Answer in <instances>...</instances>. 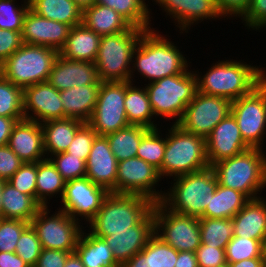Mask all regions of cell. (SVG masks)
I'll return each mask as SVG.
<instances>
[{
  "instance_id": "6da1fadb",
  "label": "cell",
  "mask_w": 266,
  "mask_h": 267,
  "mask_svg": "<svg viewBox=\"0 0 266 267\" xmlns=\"http://www.w3.org/2000/svg\"><path fill=\"white\" fill-rule=\"evenodd\" d=\"M156 28L142 33L133 52L130 82L136 83L135 75L147 83L155 82L164 77L184 73L190 66V60L180 51L177 43L161 34ZM186 56V57H185ZM189 60V61H188ZM136 72V73H135ZM135 73V74H134Z\"/></svg>"
},
{
  "instance_id": "7a4b0ae2",
  "label": "cell",
  "mask_w": 266,
  "mask_h": 267,
  "mask_svg": "<svg viewBox=\"0 0 266 267\" xmlns=\"http://www.w3.org/2000/svg\"><path fill=\"white\" fill-rule=\"evenodd\" d=\"M225 60L212 63L206 74L193 69L198 92L234 101L249 94L266 78L265 67L248 64L242 59L234 60L233 57Z\"/></svg>"
},
{
  "instance_id": "3957f363",
  "label": "cell",
  "mask_w": 266,
  "mask_h": 267,
  "mask_svg": "<svg viewBox=\"0 0 266 267\" xmlns=\"http://www.w3.org/2000/svg\"><path fill=\"white\" fill-rule=\"evenodd\" d=\"M154 202L139 194L109 192L101 208L87 224L89 232L97 237H106L111 232L130 231L153 209Z\"/></svg>"
},
{
  "instance_id": "277c9868",
  "label": "cell",
  "mask_w": 266,
  "mask_h": 267,
  "mask_svg": "<svg viewBox=\"0 0 266 267\" xmlns=\"http://www.w3.org/2000/svg\"><path fill=\"white\" fill-rule=\"evenodd\" d=\"M211 167L219 185L238 190L249 199L262 197L260 194L266 188V152L263 149L249 148Z\"/></svg>"
},
{
  "instance_id": "5b68a950",
  "label": "cell",
  "mask_w": 266,
  "mask_h": 267,
  "mask_svg": "<svg viewBox=\"0 0 266 267\" xmlns=\"http://www.w3.org/2000/svg\"><path fill=\"white\" fill-rule=\"evenodd\" d=\"M170 184L160 203L178 214L203 218L210 193L215 192L218 179L214 169L209 166L198 172L175 177Z\"/></svg>"
},
{
  "instance_id": "8992f818",
  "label": "cell",
  "mask_w": 266,
  "mask_h": 267,
  "mask_svg": "<svg viewBox=\"0 0 266 267\" xmlns=\"http://www.w3.org/2000/svg\"><path fill=\"white\" fill-rule=\"evenodd\" d=\"M169 126L162 162V179H172L208 168L206 138L187 132L177 124L171 123Z\"/></svg>"
},
{
  "instance_id": "52a82bcc",
  "label": "cell",
  "mask_w": 266,
  "mask_h": 267,
  "mask_svg": "<svg viewBox=\"0 0 266 267\" xmlns=\"http://www.w3.org/2000/svg\"><path fill=\"white\" fill-rule=\"evenodd\" d=\"M153 114L159 119L177 124L197 92V78L193 69L144 84ZM168 119V120H167ZM170 119V120H169Z\"/></svg>"
},
{
  "instance_id": "ba28073f",
  "label": "cell",
  "mask_w": 266,
  "mask_h": 267,
  "mask_svg": "<svg viewBox=\"0 0 266 267\" xmlns=\"http://www.w3.org/2000/svg\"><path fill=\"white\" fill-rule=\"evenodd\" d=\"M144 31L131 26L127 31L101 37L94 62L101 82L130 81L133 52Z\"/></svg>"
},
{
  "instance_id": "9c48e42d",
  "label": "cell",
  "mask_w": 266,
  "mask_h": 267,
  "mask_svg": "<svg viewBox=\"0 0 266 267\" xmlns=\"http://www.w3.org/2000/svg\"><path fill=\"white\" fill-rule=\"evenodd\" d=\"M58 55L57 50L44 45L24 43L0 65V74L24 89L47 81Z\"/></svg>"
},
{
  "instance_id": "30bf717a",
  "label": "cell",
  "mask_w": 266,
  "mask_h": 267,
  "mask_svg": "<svg viewBox=\"0 0 266 267\" xmlns=\"http://www.w3.org/2000/svg\"><path fill=\"white\" fill-rule=\"evenodd\" d=\"M49 210V207H42L30 222L42 249L75 252L79 238L86 228L82 226L84 223L77 222L58 208L53 214Z\"/></svg>"
},
{
  "instance_id": "8fae6325",
  "label": "cell",
  "mask_w": 266,
  "mask_h": 267,
  "mask_svg": "<svg viewBox=\"0 0 266 267\" xmlns=\"http://www.w3.org/2000/svg\"><path fill=\"white\" fill-rule=\"evenodd\" d=\"M231 114L251 148L264 147L266 135V78L249 94L232 101Z\"/></svg>"
},
{
  "instance_id": "7c38bea8",
  "label": "cell",
  "mask_w": 266,
  "mask_h": 267,
  "mask_svg": "<svg viewBox=\"0 0 266 267\" xmlns=\"http://www.w3.org/2000/svg\"><path fill=\"white\" fill-rule=\"evenodd\" d=\"M155 234L178 252H196L201 245L199 218L178 214L154 203Z\"/></svg>"
},
{
  "instance_id": "4fadbf2b",
  "label": "cell",
  "mask_w": 266,
  "mask_h": 267,
  "mask_svg": "<svg viewBox=\"0 0 266 267\" xmlns=\"http://www.w3.org/2000/svg\"><path fill=\"white\" fill-rule=\"evenodd\" d=\"M125 96L126 82H101L93 114L87 122L98 136L130 125L125 112Z\"/></svg>"
},
{
  "instance_id": "5bb4252c",
  "label": "cell",
  "mask_w": 266,
  "mask_h": 267,
  "mask_svg": "<svg viewBox=\"0 0 266 267\" xmlns=\"http://www.w3.org/2000/svg\"><path fill=\"white\" fill-rule=\"evenodd\" d=\"M232 101L196 92L177 123L183 130L206 138L231 113Z\"/></svg>"
},
{
  "instance_id": "9a60e30c",
  "label": "cell",
  "mask_w": 266,
  "mask_h": 267,
  "mask_svg": "<svg viewBox=\"0 0 266 267\" xmlns=\"http://www.w3.org/2000/svg\"><path fill=\"white\" fill-rule=\"evenodd\" d=\"M160 181L162 178L158 169L140 158L132 157L118 162L116 193L139 194L154 203L160 202L165 192L162 188L160 191L156 189L161 186Z\"/></svg>"
},
{
  "instance_id": "2e32d148",
  "label": "cell",
  "mask_w": 266,
  "mask_h": 267,
  "mask_svg": "<svg viewBox=\"0 0 266 267\" xmlns=\"http://www.w3.org/2000/svg\"><path fill=\"white\" fill-rule=\"evenodd\" d=\"M108 193L86 176L69 180L65 182L63 196L59 199L62 204L59 209L77 222L84 220L88 224L100 210Z\"/></svg>"
},
{
  "instance_id": "e0dca14e",
  "label": "cell",
  "mask_w": 266,
  "mask_h": 267,
  "mask_svg": "<svg viewBox=\"0 0 266 267\" xmlns=\"http://www.w3.org/2000/svg\"><path fill=\"white\" fill-rule=\"evenodd\" d=\"M165 12L182 33H189L191 26L208 20H220L221 15L216 0H152ZM195 23V24H194Z\"/></svg>"
},
{
  "instance_id": "ac0fdd59",
  "label": "cell",
  "mask_w": 266,
  "mask_h": 267,
  "mask_svg": "<svg viewBox=\"0 0 266 267\" xmlns=\"http://www.w3.org/2000/svg\"><path fill=\"white\" fill-rule=\"evenodd\" d=\"M24 118L38 123L64 119L60 91L47 81L23 89Z\"/></svg>"
},
{
  "instance_id": "d6986e66",
  "label": "cell",
  "mask_w": 266,
  "mask_h": 267,
  "mask_svg": "<svg viewBox=\"0 0 266 267\" xmlns=\"http://www.w3.org/2000/svg\"><path fill=\"white\" fill-rule=\"evenodd\" d=\"M251 148L242 138L238 124L230 113L206 137L209 166Z\"/></svg>"
},
{
  "instance_id": "ffe728a7",
  "label": "cell",
  "mask_w": 266,
  "mask_h": 267,
  "mask_svg": "<svg viewBox=\"0 0 266 267\" xmlns=\"http://www.w3.org/2000/svg\"><path fill=\"white\" fill-rule=\"evenodd\" d=\"M155 234V220L153 210L130 231L111 232L103 238L112 250L113 257L121 266L135 254L140 253L149 239Z\"/></svg>"
},
{
  "instance_id": "44dd1931",
  "label": "cell",
  "mask_w": 266,
  "mask_h": 267,
  "mask_svg": "<svg viewBox=\"0 0 266 267\" xmlns=\"http://www.w3.org/2000/svg\"><path fill=\"white\" fill-rule=\"evenodd\" d=\"M70 28L65 23L41 17L29 8L21 34L26 44L44 45L59 52L65 45Z\"/></svg>"
},
{
  "instance_id": "7402d4cb",
  "label": "cell",
  "mask_w": 266,
  "mask_h": 267,
  "mask_svg": "<svg viewBox=\"0 0 266 267\" xmlns=\"http://www.w3.org/2000/svg\"><path fill=\"white\" fill-rule=\"evenodd\" d=\"M118 161L105 136H97L86 160V177L93 183L116 193Z\"/></svg>"
},
{
  "instance_id": "603a6c76",
  "label": "cell",
  "mask_w": 266,
  "mask_h": 267,
  "mask_svg": "<svg viewBox=\"0 0 266 267\" xmlns=\"http://www.w3.org/2000/svg\"><path fill=\"white\" fill-rule=\"evenodd\" d=\"M47 82L62 91L71 87L101 84L95 63L68 60L58 55Z\"/></svg>"
},
{
  "instance_id": "cb8c5ba5",
  "label": "cell",
  "mask_w": 266,
  "mask_h": 267,
  "mask_svg": "<svg viewBox=\"0 0 266 267\" xmlns=\"http://www.w3.org/2000/svg\"><path fill=\"white\" fill-rule=\"evenodd\" d=\"M7 145L24 163L39 162L47 158L42 126L36 121H18L12 128Z\"/></svg>"
},
{
  "instance_id": "d4e9b609",
  "label": "cell",
  "mask_w": 266,
  "mask_h": 267,
  "mask_svg": "<svg viewBox=\"0 0 266 267\" xmlns=\"http://www.w3.org/2000/svg\"><path fill=\"white\" fill-rule=\"evenodd\" d=\"M234 236L255 239L263 244L266 240V199H250L231 219Z\"/></svg>"
},
{
  "instance_id": "484cf974",
  "label": "cell",
  "mask_w": 266,
  "mask_h": 267,
  "mask_svg": "<svg viewBox=\"0 0 266 267\" xmlns=\"http://www.w3.org/2000/svg\"><path fill=\"white\" fill-rule=\"evenodd\" d=\"M100 85L90 84L60 91L64 119L74 118L87 123L93 114Z\"/></svg>"
},
{
  "instance_id": "4316f807",
  "label": "cell",
  "mask_w": 266,
  "mask_h": 267,
  "mask_svg": "<svg viewBox=\"0 0 266 267\" xmlns=\"http://www.w3.org/2000/svg\"><path fill=\"white\" fill-rule=\"evenodd\" d=\"M101 36L86 28L83 24L70 28L65 45L59 55L68 60L94 63L100 45Z\"/></svg>"
},
{
  "instance_id": "83f0119b",
  "label": "cell",
  "mask_w": 266,
  "mask_h": 267,
  "mask_svg": "<svg viewBox=\"0 0 266 267\" xmlns=\"http://www.w3.org/2000/svg\"><path fill=\"white\" fill-rule=\"evenodd\" d=\"M84 124L85 122L74 118L49 120L41 123L46 157L65 152L76 132Z\"/></svg>"
},
{
  "instance_id": "f1b7e54d",
  "label": "cell",
  "mask_w": 266,
  "mask_h": 267,
  "mask_svg": "<svg viewBox=\"0 0 266 267\" xmlns=\"http://www.w3.org/2000/svg\"><path fill=\"white\" fill-rule=\"evenodd\" d=\"M82 24L101 37L127 31L132 26L112 8L96 3L83 9Z\"/></svg>"
},
{
  "instance_id": "f546056e",
  "label": "cell",
  "mask_w": 266,
  "mask_h": 267,
  "mask_svg": "<svg viewBox=\"0 0 266 267\" xmlns=\"http://www.w3.org/2000/svg\"><path fill=\"white\" fill-rule=\"evenodd\" d=\"M141 86H135V84L130 81L126 82L124 106L127 120L130 125L143 126L147 129L158 128L146 87L142 85V83Z\"/></svg>"
},
{
  "instance_id": "4dcf8cb0",
  "label": "cell",
  "mask_w": 266,
  "mask_h": 267,
  "mask_svg": "<svg viewBox=\"0 0 266 267\" xmlns=\"http://www.w3.org/2000/svg\"><path fill=\"white\" fill-rule=\"evenodd\" d=\"M2 218L31 222L43 207L34 197L17 190L5 181L2 190Z\"/></svg>"
},
{
  "instance_id": "1f68e13d",
  "label": "cell",
  "mask_w": 266,
  "mask_h": 267,
  "mask_svg": "<svg viewBox=\"0 0 266 267\" xmlns=\"http://www.w3.org/2000/svg\"><path fill=\"white\" fill-rule=\"evenodd\" d=\"M85 231L86 229L83 230L75 249L82 264L85 267H120L104 239Z\"/></svg>"
},
{
  "instance_id": "d6a6232c",
  "label": "cell",
  "mask_w": 266,
  "mask_h": 267,
  "mask_svg": "<svg viewBox=\"0 0 266 267\" xmlns=\"http://www.w3.org/2000/svg\"><path fill=\"white\" fill-rule=\"evenodd\" d=\"M249 200L242 192L218 184L215 192L210 193L203 217L232 219Z\"/></svg>"
},
{
  "instance_id": "836d02e7",
  "label": "cell",
  "mask_w": 266,
  "mask_h": 267,
  "mask_svg": "<svg viewBox=\"0 0 266 267\" xmlns=\"http://www.w3.org/2000/svg\"><path fill=\"white\" fill-rule=\"evenodd\" d=\"M30 9L49 20L62 22L71 28L82 24L83 10L73 0H29Z\"/></svg>"
},
{
  "instance_id": "e575fe53",
  "label": "cell",
  "mask_w": 266,
  "mask_h": 267,
  "mask_svg": "<svg viewBox=\"0 0 266 267\" xmlns=\"http://www.w3.org/2000/svg\"><path fill=\"white\" fill-rule=\"evenodd\" d=\"M65 182L49 158L37 162L36 200L43 207H51L53 197L62 198Z\"/></svg>"
},
{
  "instance_id": "d590c367",
  "label": "cell",
  "mask_w": 266,
  "mask_h": 267,
  "mask_svg": "<svg viewBox=\"0 0 266 267\" xmlns=\"http://www.w3.org/2000/svg\"><path fill=\"white\" fill-rule=\"evenodd\" d=\"M149 130L143 126L129 125L105 135L116 160L119 162L136 157L141 139Z\"/></svg>"
},
{
  "instance_id": "8d00e7d4",
  "label": "cell",
  "mask_w": 266,
  "mask_h": 267,
  "mask_svg": "<svg viewBox=\"0 0 266 267\" xmlns=\"http://www.w3.org/2000/svg\"><path fill=\"white\" fill-rule=\"evenodd\" d=\"M95 3L112 8L134 27L145 31L153 29L152 10L146 4V0H95Z\"/></svg>"
},
{
  "instance_id": "74e56055",
  "label": "cell",
  "mask_w": 266,
  "mask_h": 267,
  "mask_svg": "<svg viewBox=\"0 0 266 267\" xmlns=\"http://www.w3.org/2000/svg\"><path fill=\"white\" fill-rule=\"evenodd\" d=\"M201 243L207 246L223 248L234 236L231 219L199 218Z\"/></svg>"
},
{
  "instance_id": "f35d334b",
  "label": "cell",
  "mask_w": 266,
  "mask_h": 267,
  "mask_svg": "<svg viewBox=\"0 0 266 267\" xmlns=\"http://www.w3.org/2000/svg\"><path fill=\"white\" fill-rule=\"evenodd\" d=\"M161 129L162 128L159 127L150 129L142 137L136 157L144 160L158 169L160 177L162 178V162L165 153L167 130L165 131L164 135V133H162L163 130Z\"/></svg>"
},
{
  "instance_id": "ab89813d",
  "label": "cell",
  "mask_w": 266,
  "mask_h": 267,
  "mask_svg": "<svg viewBox=\"0 0 266 267\" xmlns=\"http://www.w3.org/2000/svg\"><path fill=\"white\" fill-rule=\"evenodd\" d=\"M0 116L24 120L23 88L14 85L0 74Z\"/></svg>"
},
{
  "instance_id": "60d3db41",
  "label": "cell",
  "mask_w": 266,
  "mask_h": 267,
  "mask_svg": "<svg viewBox=\"0 0 266 267\" xmlns=\"http://www.w3.org/2000/svg\"><path fill=\"white\" fill-rule=\"evenodd\" d=\"M264 244L255 239L233 236L225 247L227 263H236L251 258H264Z\"/></svg>"
},
{
  "instance_id": "b9f144b4",
  "label": "cell",
  "mask_w": 266,
  "mask_h": 267,
  "mask_svg": "<svg viewBox=\"0 0 266 267\" xmlns=\"http://www.w3.org/2000/svg\"><path fill=\"white\" fill-rule=\"evenodd\" d=\"M16 3V0H0V29L22 32L30 4L29 0H22L21 5Z\"/></svg>"
},
{
  "instance_id": "7bdbcfd3",
  "label": "cell",
  "mask_w": 266,
  "mask_h": 267,
  "mask_svg": "<svg viewBox=\"0 0 266 267\" xmlns=\"http://www.w3.org/2000/svg\"><path fill=\"white\" fill-rule=\"evenodd\" d=\"M49 159L65 181L86 176V162L81 157L61 152L51 155Z\"/></svg>"
},
{
  "instance_id": "ee69618b",
  "label": "cell",
  "mask_w": 266,
  "mask_h": 267,
  "mask_svg": "<svg viewBox=\"0 0 266 267\" xmlns=\"http://www.w3.org/2000/svg\"><path fill=\"white\" fill-rule=\"evenodd\" d=\"M41 243L35 230L29 225L20 235L15 253L30 267H34L41 254Z\"/></svg>"
},
{
  "instance_id": "f6af8a7d",
  "label": "cell",
  "mask_w": 266,
  "mask_h": 267,
  "mask_svg": "<svg viewBox=\"0 0 266 267\" xmlns=\"http://www.w3.org/2000/svg\"><path fill=\"white\" fill-rule=\"evenodd\" d=\"M29 222L0 218V252H15L16 244Z\"/></svg>"
},
{
  "instance_id": "bcb514c9",
  "label": "cell",
  "mask_w": 266,
  "mask_h": 267,
  "mask_svg": "<svg viewBox=\"0 0 266 267\" xmlns=\"http://www.w3.org/2000/svg\"><path fill=\"white\" fill-rule=\"evenodd\" d=\"M37 162L24 163L7 181L20 192L36 199Z\"/></svg>"
},
{
  "instance_id": "7dc6e473",
  "label": "cell",
  "mask_w": 266,
  "mask_h": 267,
  "mask_svg": "<svg viewBox=\"0 0 266 267\" xmlns=\"http://www.w3.org/2000/svg\"><path fill=\"white\" fill-rule=\"evenodd\" d=\"M98 134L85 123L75 134L68 149L65 151L75 157H81L86 162L92 149L93 142Z\"/></svg>"
},
{
  "instance_id": "c3c4849f",
  "label": "cell",
  "mask_w": 266,
  "mask_h": 267,
  "mask_svg": "<svg viewBox=\"0 0 266 267\" xmlns=\"http://www.w3.org/2000/svg\"><path fill=\"white\" fill-rule=\"evenodd\" d=\"M178 258V251L165 243L156 234L152 236V266L174 267Z\"/></svg>"
},
{
  "instance_id": "681fc988",
  "label": "cell",
  "mask_w": 266,
  "mask_h": 267,
  "mask_svg": "<svg viewBox=\"0 0 266 267\" xmlns=\"http://www.w3.org/2000/svg\"><path fill=\"white\" fill-rule=\"evenodd\" d=\"M239 19L248 30H266V0H251L246 12Z\"/></svg>"
},
{
  "instance_id": "f907efd6",
  "label": "cell",
  "mask_w": 266,
  "mask_h": 267,
  "mask_svg": "<svg viewBox=\"0 0 266 267\" xmlns=\"http://www.w3.org/2000/svg\"><path fill=\"white\" fill-rule=\"evenodd\" d=\"M195 255L199 267H218L227 263L225 249L223 248L207 246L201 243Z\"/></svg>"
},
{
  "instance_id": "816d5d0a",
  "label": "cell",
  "mask_w": 266,
  "mask_h": 267,
  "mask_svg": "<svg viewBox=\"0 0 266 267\" xmlns=\"http://www.w3.org/2000/svg\"><path fill=\"white\" fill-rule=\"evenodd\" d=\"M23 44L21 32L0 29V65Z\"/></svg>"
},
{
  "instance_id": "f5cc1de1",
  "label": "cell",
  "mask_w": 266,
  "mask_h": 267,
  "mask_svg": "<svg viewBox=\"0 0 266 267\" xmlns=\"http://www.w3.org/2000/svg\"><path fill=\"white\" fill-rule=\"evenodd\" d=\"M23 164L8 145L0 146V178L7 181Z\"/></svg>"
},
{
  "instance_id": "db71d44e",
  "label": "cell",
  "mask_w": 266,
  "mask_h": 267,
  "mask_svg": "<svg viewBox=\"0 0 266 267\" xmlns=\"http://www.w3.org/2000/svg\"><path fill=\"white\" fill-rule=\"evenodd\" d=\"M251 0H216L221 15L228 18H240L247 10ZM234 17V18H233Z\"/></svg>"
},
{
  "instance_id": "11a10c76",
  "label": "cell",
  "mask_w": 266,
  "mask_h": 267,
  "mask_svg": "<svg viewBox=\"0 0 266 267\" xmlns=\"http://www.w3.org/2000/svg\"><path fill=\"white\" fill-rule=\"evenodd\" d=\"M74 252L55 249H42L39 259L34 267H64L68 256Z\"/></svg>"
},
{
  "instance_id": "9f6ffc18",
  "label": "cell",
  "mask_w": 266,
  "mask_h": 267,
  "mask_svg": "<svg viewBox=\"0 0 266 267\" xmlns=\"http://www.w3.org/2000/svg\"><path fill=\"white\" fill-rule=\"evenodd\" d=\"M120 267H153L152 266V237L140 253L135 254L131 259Z\"/></svg>"
},
{
  "instance_id": "6f0895ef",
  "label": "cell",
  "mask_w": 266,
  "mask_h": 267,
  "mask_svg": "<svg viewBox=\"0 0 266 267\" xmlns=\"http://www.w3.org/2000/svg\"><path fill=\"white\" fill-rule=\"evenodd\" d=\"M0 267H30L15 252H0Z\"/></svg>"
},
{
  "instance_id": "680465c9",
  "label": "cell",
  "mask_w": 266,
  "mask_h": 267,
  "mask_svg": "<svg viewBox=\"0 0 266 267\" xmlns=\"http://www.w3.org/2000/svg\"><path fill=\"white\" fill-rule=\"evenodd\" d=\"M16 123L14 118L0 116V146L8 144L12 128Z\"/></svg>"
},
{
  "instance_id": "91938a15",
  "label": "cell",
  "mask_w": 266,
  "mask_h": 267,
  "mask_svg": "<svg viewBox=\"0 0 266 267\" xmlns=\"http://www.w3.org/2000/svg\"><path fill=\"white\" fill-rule=\"evenodd\" d=\"M174 267H199L195 252H178V258Z\"/></svg>"
},
{
  "instance_id": "94428289",
  "label": "cell",
  "mask_w": 266,
  "mask_h": 267,
  "mask_svg": "<svg viewBox=\"0 0 266 267\" xmlns=\"http://www.w3.org/2000/svg\"><path fill=\"white\" fill-rule=\"evenodd\" d=\"M228 264L230 267H266L264 258H251Z\"/></svg>"
},
{
  "instance_id": "6125c7cd",
  "label": "cell",
  "mask_w": 266,
  "mask_h": 267,
  "mask_svg": "<svg viewBox=\"0 0 266 267\" xmlns=\"http://www.w3.org/2000/svg\"><path fill=\"white\" fill-rule=\"evenodd\" d=\"M64 267H85V266L82 264L81 259L78 257V255L74 252L68 256L64 264Z\"/></svg>"
},
{
  "instance_id": "be15d7a7",
  "label": "cell",
  "mask_w": 266,
  "mask_h": 267,
  "mask_svg": "<svg viewBox=\"0 0 266 267\" xmlns=\"http://www.w3.org/2000/svg\"><path fill=\"white\" fill-rule=\"evenodd\" d=\"M80 8L85 9L95 4V0H73Z\"/></svg>"
},
{
  "instance_id": "e7e4bbea",
  "label": "cell",
  "mask_w": 266,
  "mask_h": 267,
  "mask_svg": "<svg viewBox=\"0 0 266 267\" xmlns=\"http://www.w3.org/2000/svg\"><path fill=\"white\" fill-rule=\"evenodd\" d=\"M6 180L0 178V218H2V190H3V187H4V183H5Z\"/></svg>"
},
{
  "instance_id": "03108f58",
  "label": "cell",
  "mask_w": 266,
  "mask_h": 267,
  "mask_svg": "<svg viewBox=\"0 0 266 267\" xmlns=\"http://www.w3.org/2000/svg\"><path fill=\"white\" fill-rule=\"evenodd\" d=\"M263 256H264V261H265V264H266V240L264 242Z\"/></svg>"
},
{
  "instance_id": "003e7915",
  "label": "cell",
  "mask_w": 266,
  "mask_h": 267,
  "mask_svg": "<svg viewBox=\"0 0 266 267\" xmlns=\"http://www.w3.org/2000/svg\"><path fill=\"white\" fill-rule=\"evenodd\" d=\"M218 267H230V265L228 263H225V264L218 266Z\"/></svg>"
}]
</instances>
